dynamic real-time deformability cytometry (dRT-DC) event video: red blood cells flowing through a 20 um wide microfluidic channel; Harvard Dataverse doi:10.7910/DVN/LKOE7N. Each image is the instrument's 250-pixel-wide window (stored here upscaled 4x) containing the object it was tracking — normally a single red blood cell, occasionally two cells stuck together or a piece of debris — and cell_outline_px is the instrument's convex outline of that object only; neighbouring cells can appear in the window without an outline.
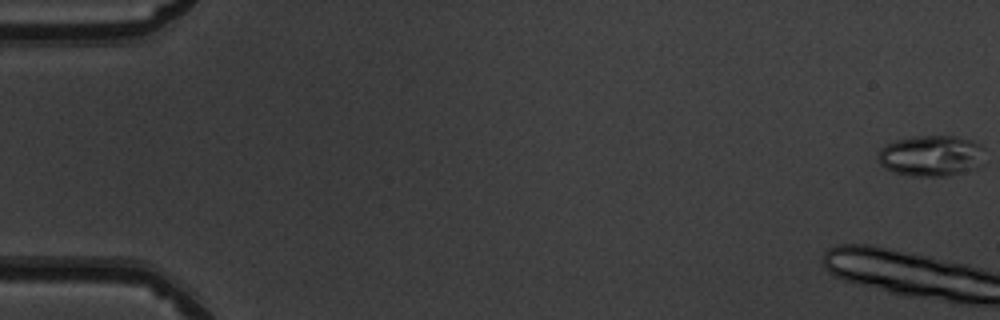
{"species": "common noctule bat (a hibernating species)", "species_latin": "Nyctalus noctula", "temperature_condition": "warm", "stored_images_in_passage": 16, "camera_frame_rate_fps": 3000, "um_per_image_px": 0.085, "animal": {"sex": "male", "body_mass_g": 19.5, "forearm_length_mm": 54.6}, "frame": {"image": 1, "passage_image": 1, "time_ms": 0.0, "image_size_px": [1000, 320], "cell_outline_px": [[984, 164], [976, 168], [948, 176], [912, 176], [896, 172], [884, 168], [880, 164], [876, 156], [880, 148], [884, 144], [896, 140], [912, 136], [956, 136], [972, 140], [980, 144], [984, 148]], "centroid_in_image_um": [79.16, 13.23], "position_along_channel_um": 5.8, "area_um2": 25.95}}